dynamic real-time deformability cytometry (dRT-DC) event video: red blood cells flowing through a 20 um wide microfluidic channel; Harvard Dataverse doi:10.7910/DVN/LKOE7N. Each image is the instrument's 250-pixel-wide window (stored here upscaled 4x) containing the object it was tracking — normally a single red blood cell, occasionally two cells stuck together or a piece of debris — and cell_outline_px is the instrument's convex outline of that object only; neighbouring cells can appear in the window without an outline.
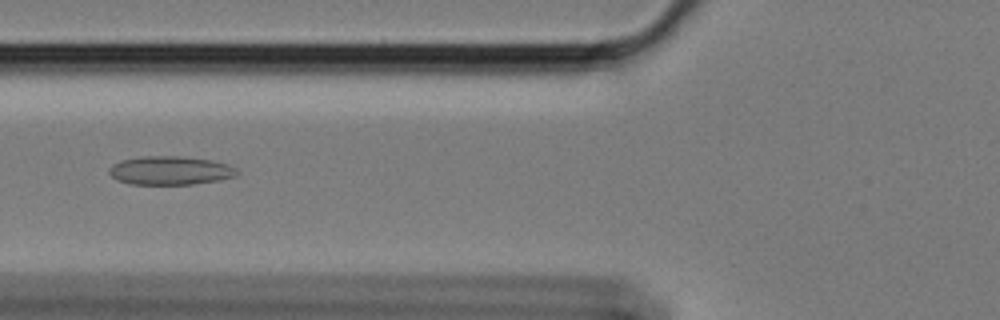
{"species": "Egyptian fruit bat (a non-hibernating species)", "species_latin": "Rousettus aegyptiacus", "temperature_condition": "cold", "stored_images_in_passage": 57, "camera_frame_rate_fps": 3000, "um_per_image_px": 0.085, "animal": {"sex": "female"}, "frame": {"image": 1, "passage_image": 21, "time_ms": 6.667, "image_size_px": [1000, 320], "cell_outline_px": [[240, 172], [236, 176], [220, 180], [192, 184], [128, 184], [116, 180], [108, 172], [108, 168], [112, 164], [124, 160], [144, 156], [184, 156], [208, 160], [228, 164], [236, 168]], "centroid_in_image_um": [14.47, 14.5], "position_along_channel_um": 111.3, "area_um2": 21.39}}
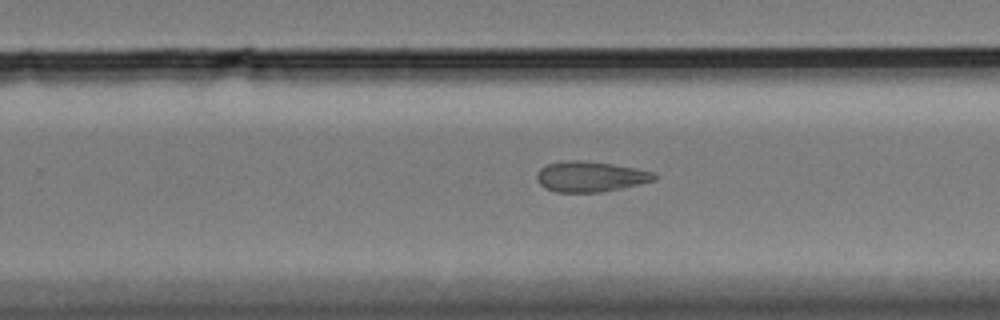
{"frame": {"image": 2, "passage_image": 36, "time_ms": 11.667, "image_size_px": [1000, 320], "cell_outline_px": [[656, 180], [640, 184], [600, 192], [556, 192], [544, 188], [536, 180], [536, 176], [540, 168], [548, 164], [564, 160], [580, 160], [612, 164], [636, 168], [656, 172]], "centroid_in_image_um": [50.17, 15.01], "position_along_channel_um": 279.6, "area_um2": 20.92}}
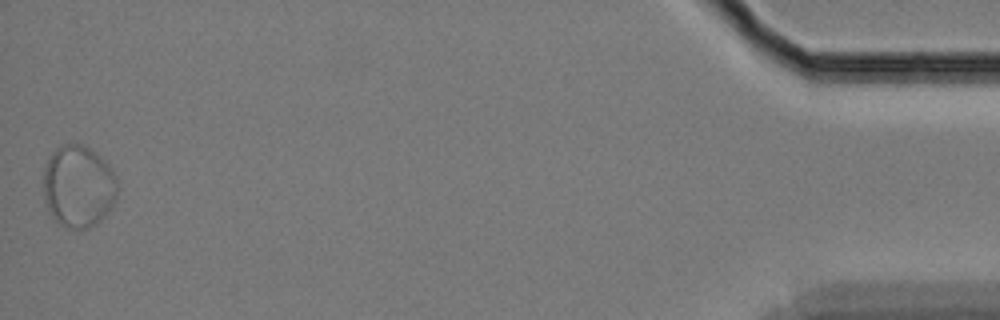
{"frame": {"image": 3, "passage_image": 57, "time_ms": 18.667, "image_size_px": [1000, 320], "cell_outline_px": [[116, 196], [112, 208], [96, 224], [88, 228], [68, 228], [60, 224], [48, 212], [44, 200], [44, 168], [52, 152], [56, 148], [64, 144], [84, 144], [96, 152], [112, 168], [116, 176]], "centroid_in_image_um": [6.66, 15.83], "position_along_channel_um": 428.5, "area_um2": 35.6}, "authors_computed_cell_mechanics": {"area_um2": 25.2008, "velocity_mm_per_s": 3.3683, "shape_relaxation_time_tau1_ms": null, "shape_relaxation_time_tau2_ms": 4.0217, "deformation_change_tau1": null, "deformation_change_tau2": 0.1032}}